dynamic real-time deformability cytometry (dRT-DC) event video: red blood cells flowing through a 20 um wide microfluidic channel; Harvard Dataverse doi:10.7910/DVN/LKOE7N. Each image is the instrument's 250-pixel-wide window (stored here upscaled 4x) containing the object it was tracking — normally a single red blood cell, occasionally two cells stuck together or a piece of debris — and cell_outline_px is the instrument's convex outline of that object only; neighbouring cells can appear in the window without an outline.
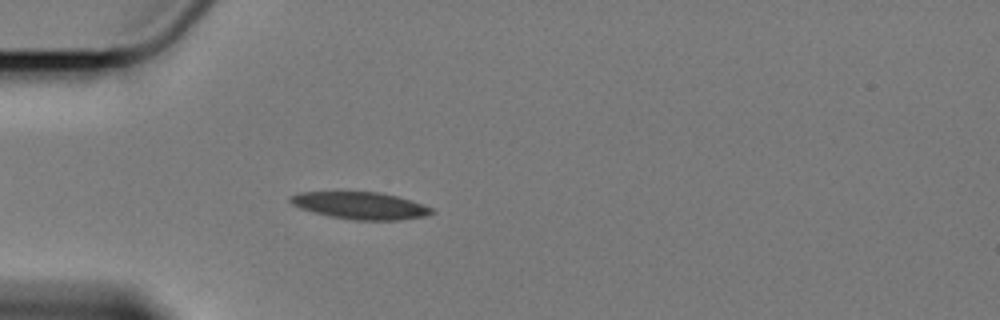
{"species": "Egyptian fruit bat (a non-hibernating species)", "species_latin": "Rousettus aegyptiacus", "temperature_condition": "cold", "stored_images_in_passage": 55, "camera_frame_rate_fps": 3000, "um_per_image_px": 0.085, "animal": {"sex": "female"}, "frame": {"image": 1, "passage_image": 13, "time_ms": 4.0, "image_size_px": [1000, 320], "cell_outline_px": [[436, 212], [424, 216], [400, 220], [352, 220], [328, 216], [300, 208], [292, 204], [288, 200], [288, 196], [300, 192], [380, 192], [396, 196], [424, 204], [432, 208]], "centroid_in_image_um": [30.62, 17.47], "position_along_channel_um": 54.4, "area_um2": 22.43}}
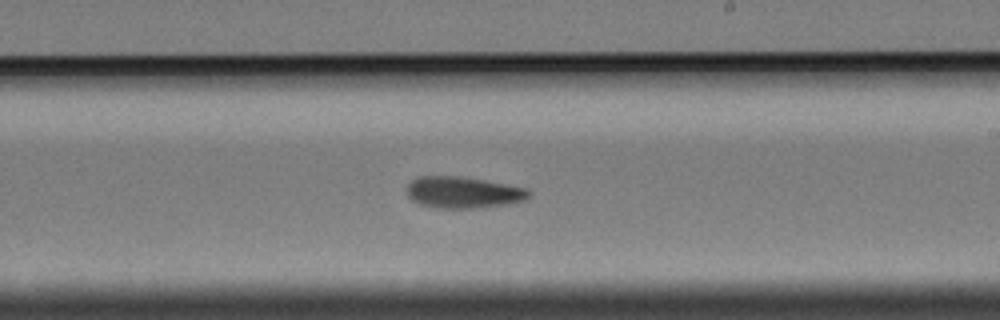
{"frame": {"image": 2, "passage_image": 31, "time_ms": 10.0, "image_size_px": [1000, 320], "cell_outline_px": [[532, 192], [524, 200], [504, 204], [472, 208], [436, 208], [420, 204], [412, 200], [408, 196], [408, 184], [416, 176], [456, 176], [484, 180], [528, 188]], "centroid_in_image_um": [39.35, 16.35], "position_along_channel_um": 249.7, "area_um2": 22.2}}
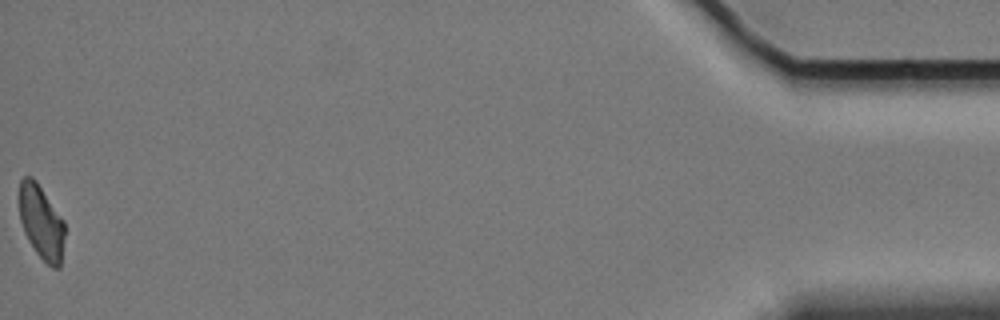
{"frame": {"image": 3, "passage_image": 55, "time_ms": 18.0, "image_size_px": [1000, 320], "cell_outline_px": [[64, 236], [60, 268], [52, 268], [36, 252], [28, 240], [24, 232], [20, 220], [20, 180], [24, 176], [32, 176], [36, 180], [64, 220]], "centroid_in_image_um": [3.52, 18.87], "position_along_channel_um": 431.7, "area_um2": 19.48}}